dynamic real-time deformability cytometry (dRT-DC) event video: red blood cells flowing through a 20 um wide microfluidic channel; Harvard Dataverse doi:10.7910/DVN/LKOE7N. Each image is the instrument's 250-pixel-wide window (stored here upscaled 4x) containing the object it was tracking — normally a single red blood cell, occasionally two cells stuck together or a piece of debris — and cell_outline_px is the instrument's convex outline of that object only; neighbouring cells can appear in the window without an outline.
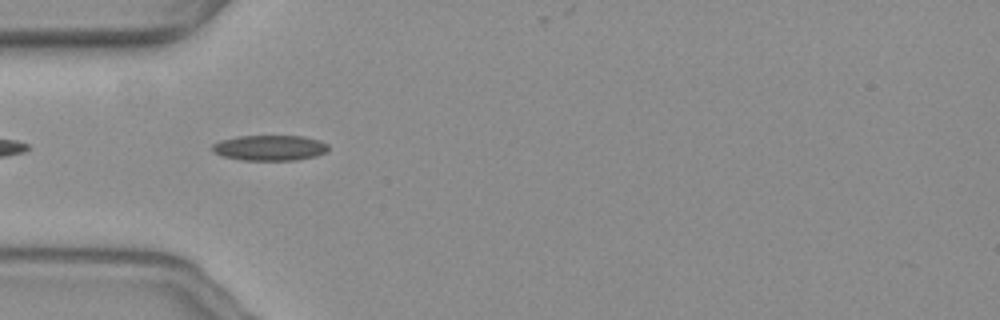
{"species": "common noctule bat (a hibernating species)", "species_latin": "Nyctalus noctula", "temperature_condition": "warm", "stored_images_in_passage": 37, "camera_frame_rate_fps": 3000, "um_per_image_px": 0.085, "animal": {"sex": "female", "body_mass_g": 19.3, "forearm_length_mm": 54.1}, "frame": {"image": 1, "passage_image": 3, "time_ms": 0.667, "image_size_px": [1000, 320], "cell_outline_px": [[328, 148], [324, 152], [316, 156], [296, 160], [244, 160], [224, 156], [212, 152], [212, 144], [220, 140], [240, 136], [304, 136], [320, 140], [328, 144]], "centroid_in_image_um": [22.93, 12.56], "position_along_channel_um": 62.1, "area_um2": 17.17}}
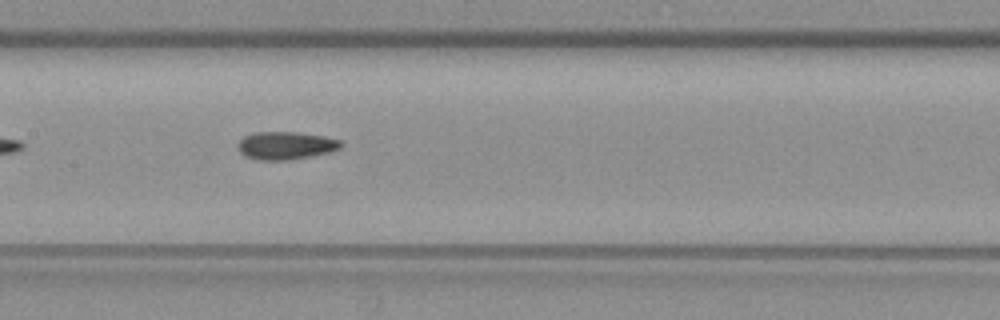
{"frame": {"image": 2, "passage_image": 13, "time_ms": 4.0, "image_size_px": [1000, 320], "cell_outline_px": [[344, 144], [340, 148], [332, 152], [312, 156], [288, 160], [256, 160], [244, 156], [240, 152], [240, 140], [244, 136], [256, 132], [296, 132], [324, 136], [340, 140]], "centroid_in_image_um": [24.33, 12.38], "position_along_channel_um": 183.1, "area_um2": 16.76}}
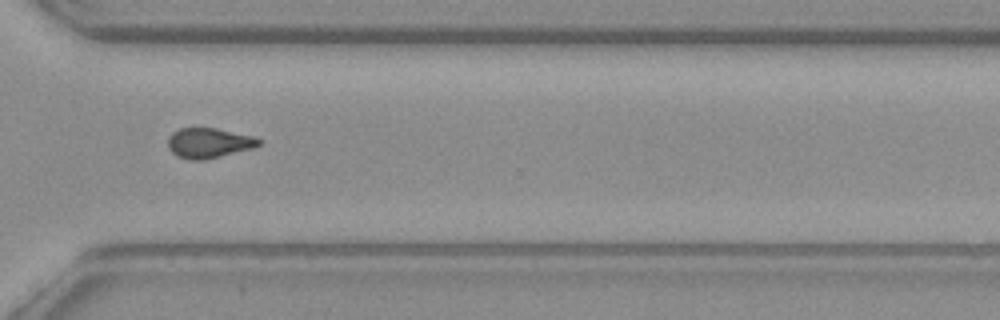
{"frame": {"image": 3, "passage_image": 27, "time_ms": 8.667, "image_size_px": [1000, 320], "cell_outline_px": [[260, 144], [252, 148], [204, 160], [192, 160], [176, 156], [168, 148], [168, 136], [172, 132], [180, 128], [216, 128], [256, 136], [260, 140]], "centroid_in_image_um": [17.73, 12.14], "position_along_channel_um": 352.9, "area_um2": 15.95}, "authors_computed_cell_mechanics": {"area_um2": 16.3574, "velocity_mm_per_s": 3.6433, "shape_relaxation_time_tau1_ms": null, "shape_relaxation_time_tau2_ms": 2.473, "deformation_change_tau1": null, "deformation_change_tau2": 0.0843}}